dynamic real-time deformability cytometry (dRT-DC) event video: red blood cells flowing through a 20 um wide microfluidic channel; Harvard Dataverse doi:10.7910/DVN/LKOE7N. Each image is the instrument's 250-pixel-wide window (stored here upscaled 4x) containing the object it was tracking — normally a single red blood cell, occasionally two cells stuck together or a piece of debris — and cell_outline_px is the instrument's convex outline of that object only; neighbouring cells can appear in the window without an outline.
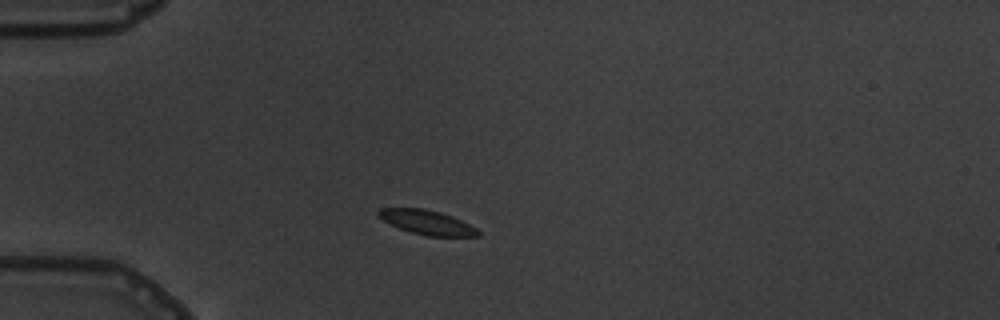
{"species": "common noctule bat (a hibernating species)", "species_latin": "Nyctalus noctula", "temperature_condition": "warm", "stored_images_in_passage": 4, "camera_frame_rate_fps": 3000, "um_per_image_px": 0.085, "animal": {"sex": "male", "body_mass_g": 19.5, "forearm_length_mm": 54.6}, "frame": {"image": 1, "passage_image": 2, "time_ms": 1.0, "image_size_px": [1000, 320], "cell_outline_px": [[480, 236], [428, 236], [412, 232], [400, 228], [376, 216], [376, 212], [380, 208], [424, 208], [440, 212], [452, 216], [476, 228], [480, 232]], "centroid_in_image_um": [36.28, 18.89], "position_along_channel_um": 48.7, "area_um2": 13.99}}